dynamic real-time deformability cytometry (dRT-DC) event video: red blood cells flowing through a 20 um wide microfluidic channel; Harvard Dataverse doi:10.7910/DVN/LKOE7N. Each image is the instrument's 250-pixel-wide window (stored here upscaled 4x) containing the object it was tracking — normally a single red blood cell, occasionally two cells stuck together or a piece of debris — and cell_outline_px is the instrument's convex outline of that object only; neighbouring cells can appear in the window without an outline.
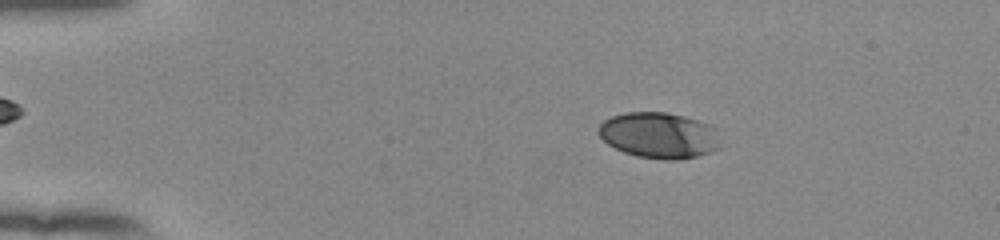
{"species": "human", "species_latin": "Homo sapiens", "temperature_condition": "room temperature", "stored_images_in_passage": 54, "camera_frame_rate_fps": 3000, "um_per_image_px": 0.085, "donor": {"sex": "female"}, "frame": {"image": 1, "passage_image": 10, "time_ms": 3.0, "image_size_px": [1000, 240], "cell_outline_px": [[720, 148], [696, 156], [680, 160], [664, 160], [636, 156], [624, 152], [608, 144], [596, 132], [596, 128], [604, 120], [612, 116], [624, 112], [668, 112], [684, 116], [712, 124], [716, 128]], "centroid_in_image_um": [56.01, 11.49], "position_along_channel_um": 29.0, "area_um2": 32.95}}
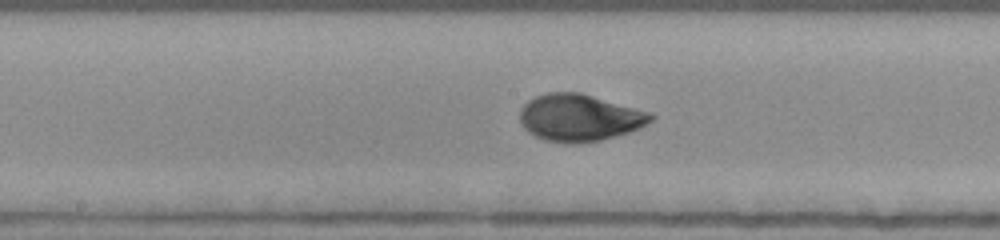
{"frame": {"image": 2, "passage_image": 29, "time_ms": 9.333, "image_size_px": [1000, 240], "cell_outline_px": [[656, 116], [648, 124], [640, 128], [628, 132], [600, 140], [576, 144], [568, 144], [544, 140], [528, 132], [520, 124], [520, 108], [528, 100], [536, 96], [548, 92], [580, 92], [648, 112]], "centroid_in_image_um": [49.22, 10.01], "position_along_channel_um": 199.0, "area_um2": 35.89}}
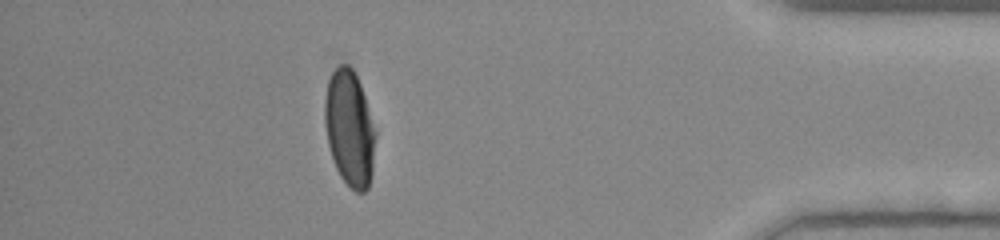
{"frame": {"image": 3, "passage_image": 48, "time_ms": 15.667, "image_size_px": [1000, 240], "cell_outline_px": [[376, 136], [372, 172], [368, 188], [364, 192], [356, 192], [340, 176], [336, 168], [328, 144], [324, 120], [324, 100], [328, 80], [332, 72], [340, 64], [348, 64], [352, 68], [360, 84], [376, 132]], "centroid_in_image_um": [29.7, 10.9], "position_along_channel_um": 405.5, "area_um2": 34.1}, "authors_computed_cell_mechanics": {"area_um2": 34.102, "velocity_mm_per_s": 3.8868, "shape_relaxation_time_tau1_ms": 4.8342, "shape_relaxation_time_tau2_ms": 0.6907, "deformation_change_tau1": 0.1933, "deformation_change_tau2": 0.0429}}